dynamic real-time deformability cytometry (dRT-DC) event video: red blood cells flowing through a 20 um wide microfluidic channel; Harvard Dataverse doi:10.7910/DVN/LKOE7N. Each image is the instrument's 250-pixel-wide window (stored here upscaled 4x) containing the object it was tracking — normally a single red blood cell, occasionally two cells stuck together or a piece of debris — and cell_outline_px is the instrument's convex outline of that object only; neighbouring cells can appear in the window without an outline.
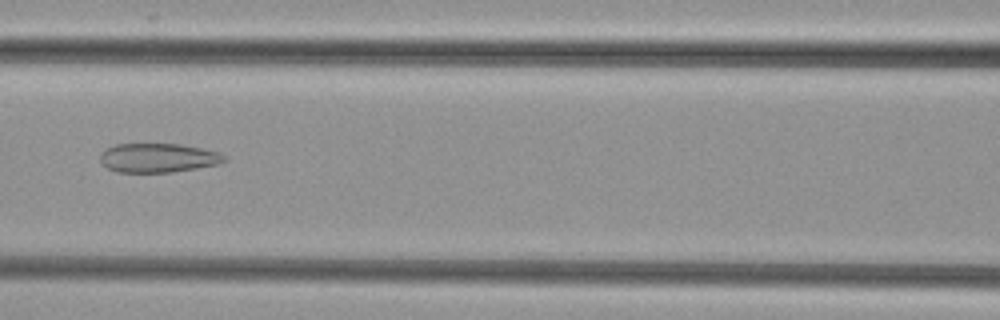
{"species": "common noctule bat (a hibernating species)", "species_latin": "Nyctalus noctula", "temperature_condition": "cold", "stored_images_in_passage": 6, "camera_frame_rate_fps": 3000, "um_per_image_px": 0.085, "animal": {"sex": "female", "body_mass_g": 29.2, "forearm_length_mm": 56.3}, "frame": {"image": 1, "passage_image": 5, "time_ms": 1.333, "image_size_px": [1000, 320], "cell_outline_px": [[228, 160], [220, 164], [172, 172], [116, 172], [108, 168], [100, 160], [100, 152], [116, 144], [180, 144], [220, 152]], "centroid_in_image_um": [13.45, 13.42], "position_along_channel_um": 153.1, "area_um2": 21.04}}